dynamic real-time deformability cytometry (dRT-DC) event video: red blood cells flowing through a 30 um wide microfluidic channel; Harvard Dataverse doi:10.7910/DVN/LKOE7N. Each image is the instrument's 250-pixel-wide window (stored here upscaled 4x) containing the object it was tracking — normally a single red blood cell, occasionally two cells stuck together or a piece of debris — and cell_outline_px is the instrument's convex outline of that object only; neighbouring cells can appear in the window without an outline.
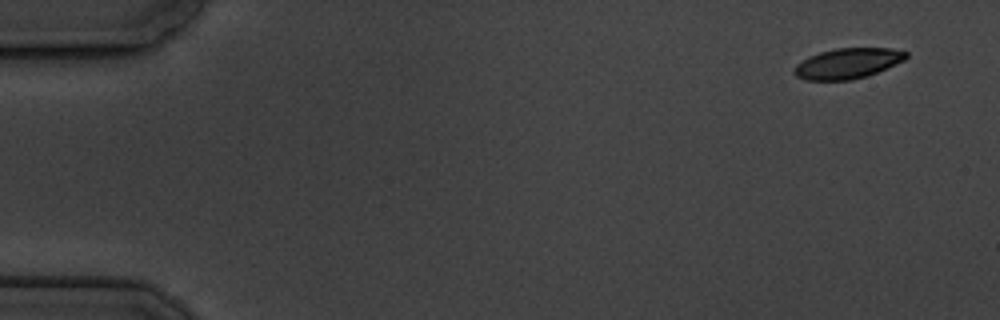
{"species": "common noctule bat (a hibernating species)", "species_latin": "Nyctalus noctula", "temperature_condition": "cold", "stored_images_in_passage": 6, "segment_of_instrument_passage": [1, 2], "camera_frame_rate_fps": 3000, "um_per_image_px": 0.085, "animal": {"sex": "male", "body_mass_g": 19.5, "forearm_length_mm": 54.6}, "frame": {"image": 1, "passage_image": 1, "time_ms": 0.0, "image_size_px": [1000, 320], "cell_outline_px": [[908, 56], [904, 60], [868, 76], [852, 80], [804, 80], [796, 76], [792, 72], [796, 64], [808, 56], [820, 52], [836, 48], [892, 48], [908, 52]], "centroid_in_image_um": [72.03, 5.39], "position_along_channel_um": 13.0, "area_um2": 19.94}}